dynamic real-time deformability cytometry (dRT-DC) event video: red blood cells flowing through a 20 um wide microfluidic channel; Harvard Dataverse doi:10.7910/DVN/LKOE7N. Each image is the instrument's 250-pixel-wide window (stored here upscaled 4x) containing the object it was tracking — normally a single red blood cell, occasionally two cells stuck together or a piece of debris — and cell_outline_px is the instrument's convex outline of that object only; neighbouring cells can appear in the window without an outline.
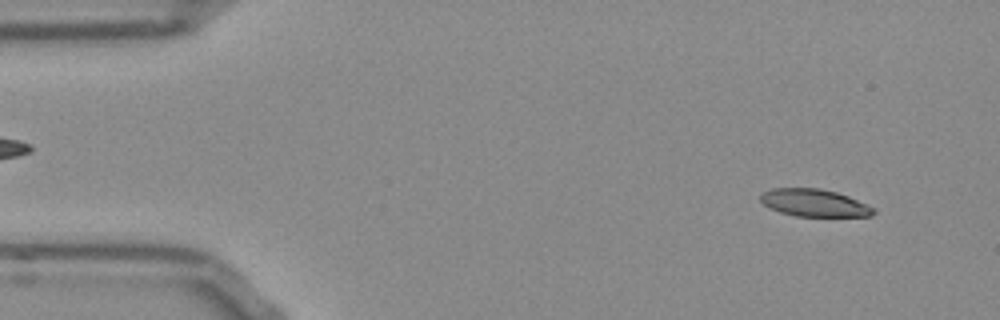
{"species": "Egyptian fruit bat (a non-hibernating species)", "species_latin": "Rousettus aegyptiacus", "temperature_condition": "room temperature", "stored_images_in_passage": 53, "camera_frame_rate_fps": 3000, "um_per_image_px": 0.085, "frame": {"image": 1, "passage_image": 4, "time_ms": 1.0, "image_size_px": [1000, 320], "cell_outline_px": [[876, 212], [872, 216], [796, 216], [780, 212], [764, 204], [760, 200], [760, 192], [772, 188], [820, 188], [836, 192], [848, 196], [876, 208]], "centroid_in_image_um": [69.22, 17.24], "position_along_channel_um": 15.8, "area_um2": 18.09}}
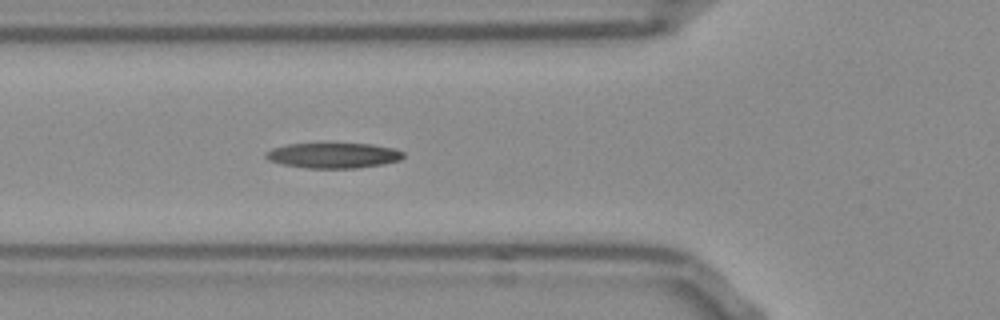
{"frame": {"image": 2, "passage_image": 18, "time_ms": 5.667, "image_size_px": [1000, 320], "cell_outline_px": [[404, 156], [400, 160], [384, 164], [356, 168], [308, 168], [280, 164], [268, 160], [264, 156], [264, 152], [272, 148], [284, 144], [324, 140], [372, 144], [392, 148], [404, 152]], "centroid_in_image_um": [28.26, 13.15], "position_along_channel_um": 97.5, "area_um2": 21.62}}
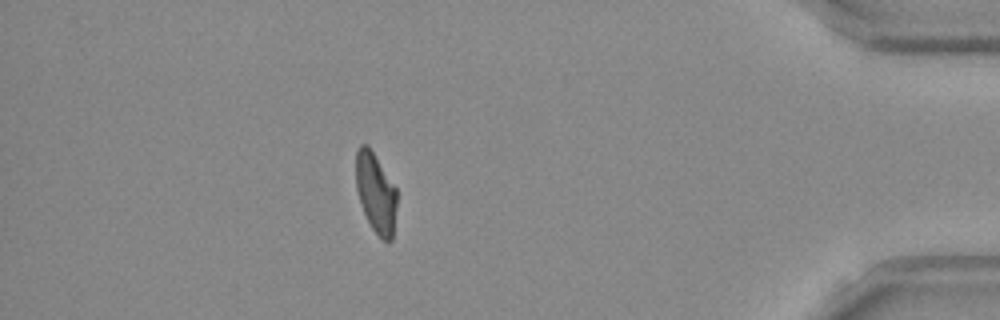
{"frame": {"image": 3, "passage_image": 46, "time_ms": 15.0, "image_size_px": [1000, 320], "cell_outline_px": [[396, 208], [392, 240], [388, 244], [372, 228], [360, 204], [356, 188], [356, 148], [360, 144], [368, 144], [396, 188]], "centroid_in_image_um": [31.93, 16.37], "position_along_channel_um": 403.3, "area_um2": 19.02}, "authors_computed_cell_mechanics": {"area_um2": 19.8832, "velocity_mm_per_s": 3.7952, "shape_relaxation_time_tau1_ms": null, "shape_relaxation_time_tau2_ms": 6.9656, "deformation_change_tau1": null, "deformation_change_tau2": 0.1633}}